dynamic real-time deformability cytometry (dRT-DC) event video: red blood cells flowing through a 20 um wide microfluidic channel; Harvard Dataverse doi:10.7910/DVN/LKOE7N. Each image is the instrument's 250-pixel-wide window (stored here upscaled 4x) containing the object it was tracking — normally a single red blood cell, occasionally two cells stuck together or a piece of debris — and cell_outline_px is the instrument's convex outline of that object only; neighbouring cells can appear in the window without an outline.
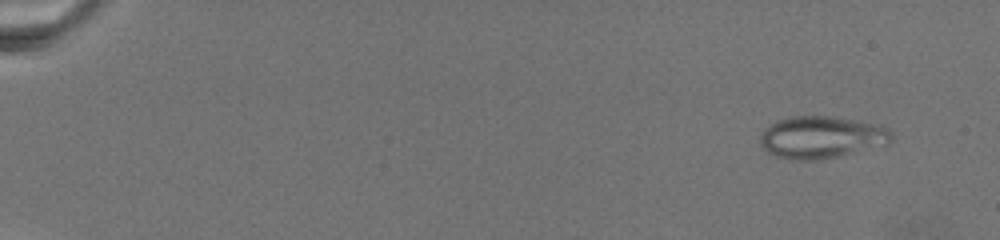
{"species": "common noctule bat (a hibernating species)", "species_latin": "Nyctalus noctula", "temperature_condition": "warm", "stored_images_in_passage": 12, "camera_frame_rate_fps": 3000, "um_per_image_px": 0.085, "animal": {"sex": "female", "body_mass_g": 19.5, "forearm_length_mm": 54.1}, "frame": {"image": 1, "passage_image": 3, "time_ms": 1.667, "image_size_px": [1000, 240], "cell_outline_px": [[892, 140], [888, 144], [836, 156], [816, 160], [792, 160], [776, 156], [768, 152], [760, 144], [760, 136], [764, 128], [776, 120], [792, 116], [832, 116], [880, 124], [888, 128], [892, 132]], "centroid_in_image_um": [69.82, 11.65], "position_along_channel_um": 15.2, "area_um2": 32.37}}